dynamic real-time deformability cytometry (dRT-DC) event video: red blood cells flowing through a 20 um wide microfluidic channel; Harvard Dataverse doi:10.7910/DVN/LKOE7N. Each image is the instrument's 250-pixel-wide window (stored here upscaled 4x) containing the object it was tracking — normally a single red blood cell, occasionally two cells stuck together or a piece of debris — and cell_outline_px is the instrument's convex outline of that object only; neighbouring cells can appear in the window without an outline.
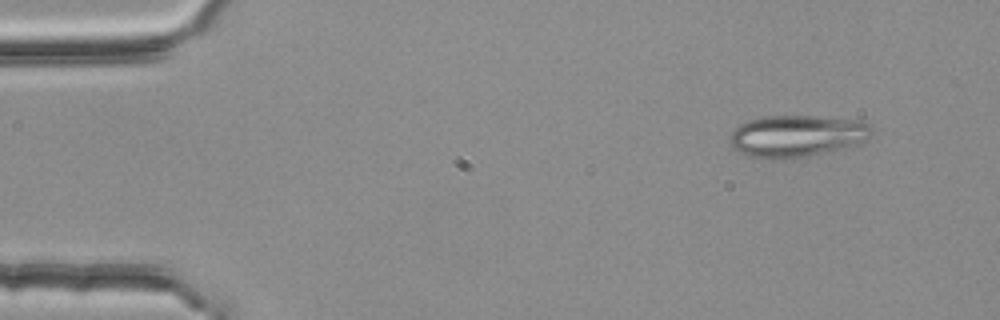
{"species": "common noctule bat (a hibernating species)", "species_latin": "Nyctalus noctula", "temperature_condition": "room temperature", "stored_images_in_passage": 4, "segment_of_instrument_passage": [2, 2], "camera_frame_rate_fps": 3000, "um_per_image_px": 0.085, "animal": {"sex": "female", "body_mass_g": 25.1}, "frame": {"image": 1, "passage_image": 4, "time_ms": 1.0, "image_size_px": [1000, 320], "cell_outline_px": [[872, 128], [868, 136], [864, 140], [856, 144], [840, 148], [788, 160], [768, 160], [748, 156], [732, 148], [728, 136], [740, 124], [748, 120], [764, 116], [816, 116], [860, 120], [868, 124]], "centroid_in_image_um": [67.65, 11.57], "position_along_channel_um": 17.4, "area_um2": 34.62}}